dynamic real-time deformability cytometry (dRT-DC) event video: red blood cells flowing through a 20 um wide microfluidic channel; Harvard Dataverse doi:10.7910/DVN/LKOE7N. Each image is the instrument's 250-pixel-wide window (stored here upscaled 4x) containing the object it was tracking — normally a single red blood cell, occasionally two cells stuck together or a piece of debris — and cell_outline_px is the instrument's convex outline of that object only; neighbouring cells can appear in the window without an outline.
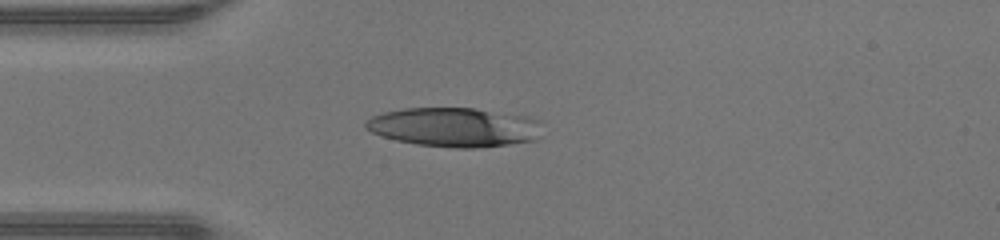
{"species": "human", "species_latin": "Homo sapiens", "temperature_condition": "warm", "stored_images_in_passage": 35, "camera_frame_rate_fps": 3000, "um_per_image_px": 0.085, "donor": {"sex": "male"}, "frame": {"image": 1, "passage_image": 1, "time_ms": 0.0, "image_size_px": [1000, 240], "cell_outline_px": [[540, 136], [536, 140], [508, 144], [476, 148], [456, 148], [416, 144], [396, 140], [380, 136], [364, 128], [364, 124], [372, 116], [384, 112], [404, 108], [472, 108], [528, 116], [540, 120]], "centroid_in_image_um": [38.62, 10.81], "position_along_channel_um": 46.4, "area_um2": 40.46}}
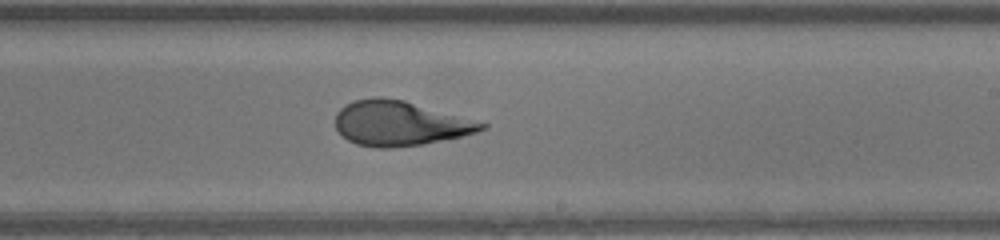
{"frame": {"image": 2, "passage_image": 16, "time_ms": 5.0, "image_size_px": [1000, 240], "cell_outline_px": [[488, 128], [476, 132], [460, 136], [424, 144], [392, 148], [376, 148], [356, 144], [348, 140], [336, 128], [336, 112], [344, 104], [356, 100], [404, 100], [488, 124]], "centroid_in_image_um": [33.98, 10.53], "position_along_channel_um": 255.0, "area_um2": 37.22}}
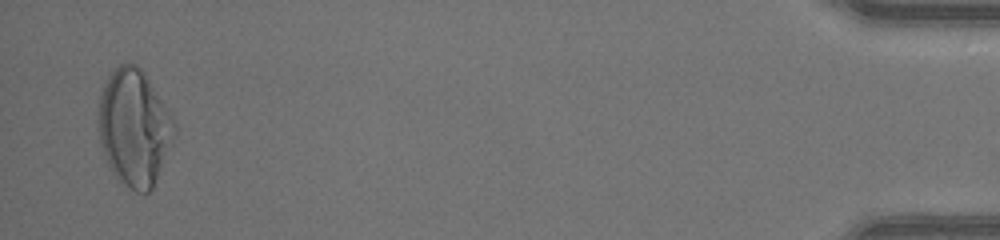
{"frame": {"image": 3, "passage_image": 34, "time_ms": 11.0, "image_size_px": [1000, 240], "cell_outline_px": [[176, 128], [152, 188], [148, 192], [136, 192], [128, 188], [116, 180], [104, 160], [100, 144], [100, 96], [104, 84], [108, 76], [120, 64], [136, 64], [144, 72], [168, 108], [176, 124]], "centroid_in_image_um": [11.38, 10.86], "position_along_channel_um": 423.8, "area_um2": 50.98}, "authors_computed_cell_mechanics": {"area_um2": 38.3214, "velocity_mm_per_s": 4.406, "shape_relaxation_time_tau1_ms": 7.4093, "shape_relaxation_time_tau2_ms": 0.9761, "deformation_change_tau1": 0.3284, "deformation_change_tau2": 0.0837}}